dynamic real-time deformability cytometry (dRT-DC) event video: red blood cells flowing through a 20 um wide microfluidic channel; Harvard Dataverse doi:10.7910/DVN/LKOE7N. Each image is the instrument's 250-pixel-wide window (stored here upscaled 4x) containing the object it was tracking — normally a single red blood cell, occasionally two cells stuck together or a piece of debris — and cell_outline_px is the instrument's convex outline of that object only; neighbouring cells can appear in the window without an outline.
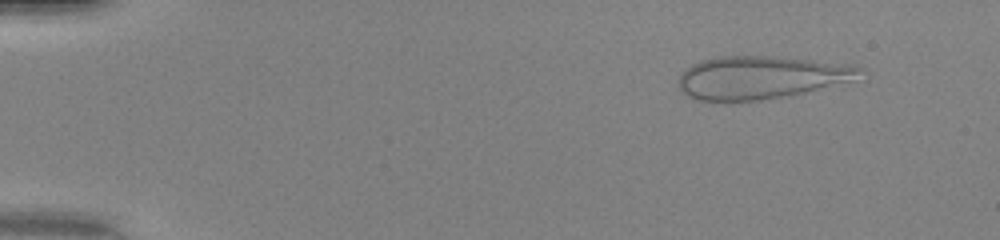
{"species": "human", "species_latin": "Homo sapiens", "temperature_condition": "warm", "stored_images_in_passage": 48, "camera_frame_rate_fps": 3000, "um_per_image_px": 0.085, "donor": {"sex": "female"}, "frame": {"image": 1, "passage_image": 5, "time_ms": 1.333, "image_size_px": [1000, 240], "cell_outline_px": [[860, 68], [852, 80], [804, 92], [760, 100], [696, 100], [688, 96], [680, 88], [680, 76], [684, 68], [700, 60], [720, 56], [772, 56], [852, 64]], "centroid_in_image_um": [64.59, 6.56], "position_along_channel_um": 20.4, "area_um2": 44.45}}
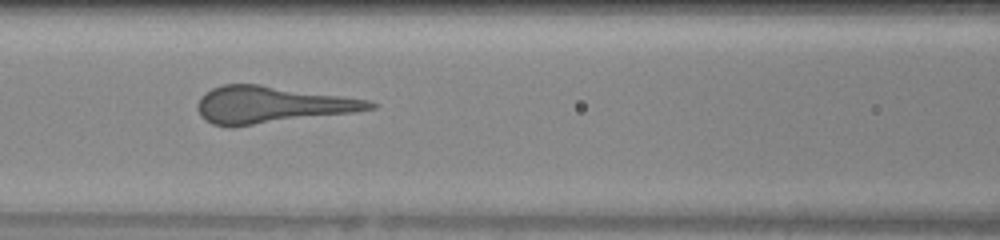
{"frame": {"image": 2, "passage_image": 22, "time_ms": 7.0, "image_size_px": [1000, 240], "cell_outline_px": [[380, 104], [376, 108], [356, 112], [232, 128], [228, 128], [212, 124], [204, 120], [200, 116], [196, 108], [196, 104], [200, 96], [204, 92], [212, 88], [224, 84], [260, 84], [368, 100]], "centroid_in_image_um": [23.03, 8.93], "position_along_channel_um": 143.6, "area_um2": 37.69}}
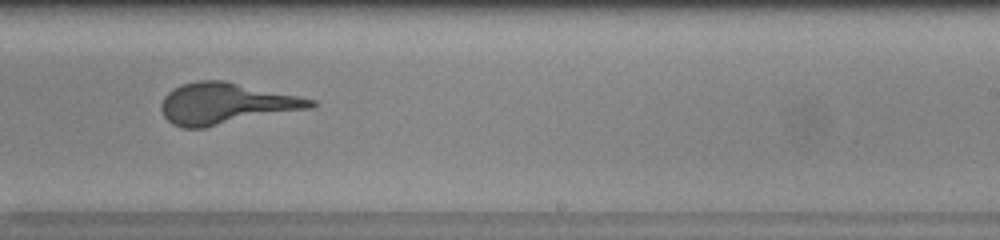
{"frame": {"image": 3, "passage_image": 31, "time_ms": 10.0, "image_size_px": [1000, 240], "cell_outline_px": [[320, 104], [312, 108], [204, 128], [184, 128], [172, 124], [164, 116], [160, 108], [160, 104], [164, 96], [172, 88], [180, 84], [196, 80], [224, 80], [300, 96], [316, 100]], "centroid_in_image_um": [19.21, 8.8], "position_along_channel_um": 269.8, "area_um2": 36.36}}